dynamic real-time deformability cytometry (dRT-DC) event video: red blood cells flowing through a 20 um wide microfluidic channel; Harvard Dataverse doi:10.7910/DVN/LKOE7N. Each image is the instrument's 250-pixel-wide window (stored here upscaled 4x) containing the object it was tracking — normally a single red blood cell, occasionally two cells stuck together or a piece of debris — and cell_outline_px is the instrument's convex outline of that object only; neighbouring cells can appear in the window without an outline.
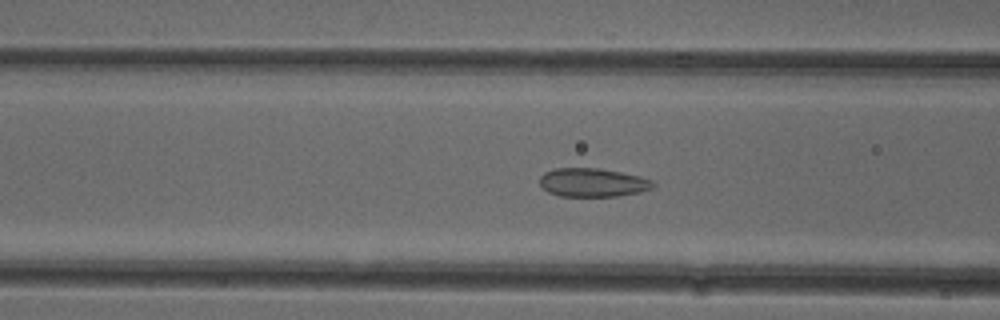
{"species": "common noctule bat (a hibernating species)", "species_latin": "Nyctalus noctula", "temperature_condition": "cold", "stored_images_in_passage": 30, "camera_frame_rate_fps": 3000, "um_per_image_px": 0.085, "animal": {"sex": "female"}, "frame": {"image": 1, "passage_image": 21, "time_ms": 6.667, "image_size_px": [1000, 320], "cell_outline_px": [[656, 184], [652, 188], [640, 192], [616, 196], [560, 196], [548, 192], [540, 184], [540, 176], [544, 172], [556, 168], [600, 168], [640, 176], [652, 180]], "centroid_in_image_um": [50.38, 15.51], "position_along_channel_um": 116.2, "area_um2": 18.9}}
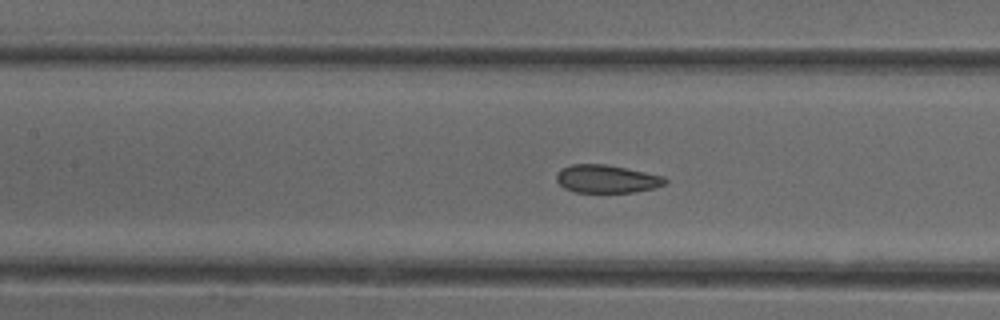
{"frame": {"image": 2, "passage_image": 24, "time_ms": 7.667, "image_size_px": [1000, 320], "cell_outline_px": [[668, 180], [664, 184], [656, 188], [632, 192], [576, 192], [564, 188], [556, 180], [556, 172], [560, 168], [572, 164], [604, 164], [664, 176]], "centroid_in_image_um": [51.54, 15.2], "position_along_channel_um": 155.9, "area_um2": 17.69}}
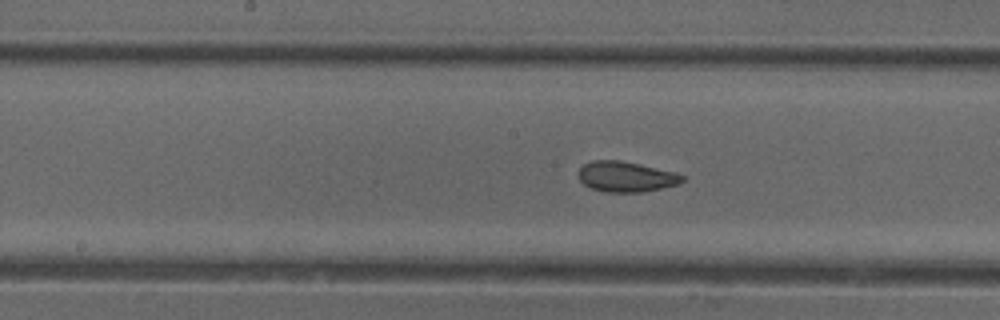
{"frame": {"image": 3, "passage_image": 27, "time_ms": 8.667, "image_size_px": [1000, 320], "cell_outline_px": [[684, 180], [680, 184], [640, 192], [608, 192], [592, 188], [584, 184], [580, 180], [580, 168], [584, 164], [592, 160], [620, 160], [640, 164], [676, 172], [684, 176]], "centroid_in_image_um": [53.24, 15.01], "position_along_channel_um": 195.0, "area_um2": 18.26}}